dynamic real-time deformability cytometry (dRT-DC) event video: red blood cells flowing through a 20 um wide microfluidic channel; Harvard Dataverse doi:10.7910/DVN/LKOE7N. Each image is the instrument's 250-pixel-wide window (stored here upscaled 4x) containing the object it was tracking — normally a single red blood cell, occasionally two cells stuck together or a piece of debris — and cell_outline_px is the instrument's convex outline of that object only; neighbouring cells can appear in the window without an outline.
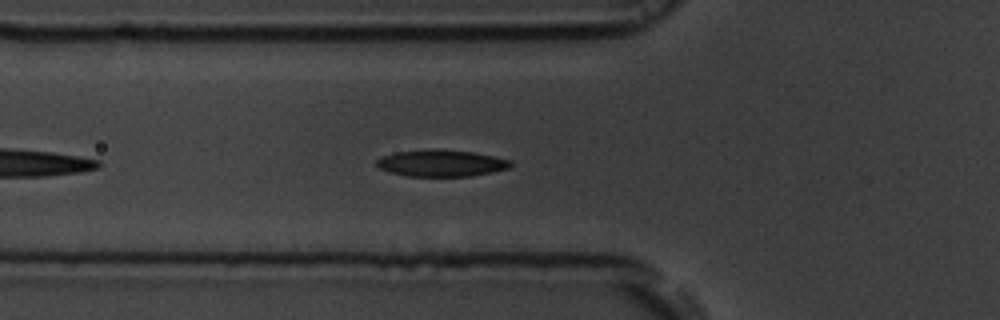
{"species": "common noctule bat (a hibernating species)", "species_latin": "Nyctalus noctula", "temperature_condition": "room temperature", "stored_images_in_passage": 37, "camera_frame_rate_fps": 3000, "um_per_image_px": 0.085, "animal": {"sex": "male", "body_mass_g": 19.5, "forearm_length_mm": 54.6}, "frame": {"image": 1, "passage_image": 7, "time_ms": 2.0, "image_size_px": [1000, 320], "cell_outline_px": [[512, 164], [508, 168], [492, 172], [472, 176], [408, 176], [388, 172], [380, 168], [376, 164], [376, 160], [384, 156], [396, 152], [436, 148], [472, 152], [496, 156], [512, 160]], "centroid_in_image_um": [37.53, 13.86], "position_along_channel_um": 88.3, "area_um2": 20.92}}
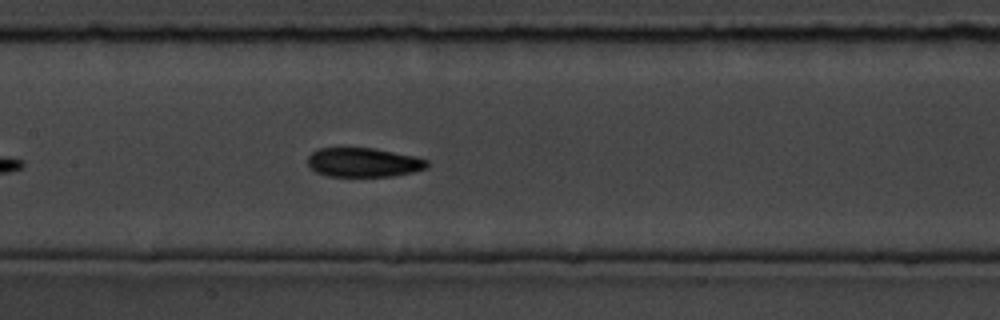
{"frame": {"image": 2, "passage_image": 14, "time_ms": 4.333, "image_size_px": [1000, 320], "cell_outline_px": [[428, 168], [412, 172], [392, 176], [328, 176], [316, 172], [308, 168], [308, 156], [316, 148], [376, 148], [416, 156], [428, 160]], "centroid_in_image_um": [30.89, 13.8], "position_along_channel_um": 176.5, "area_um2": 20.52}}
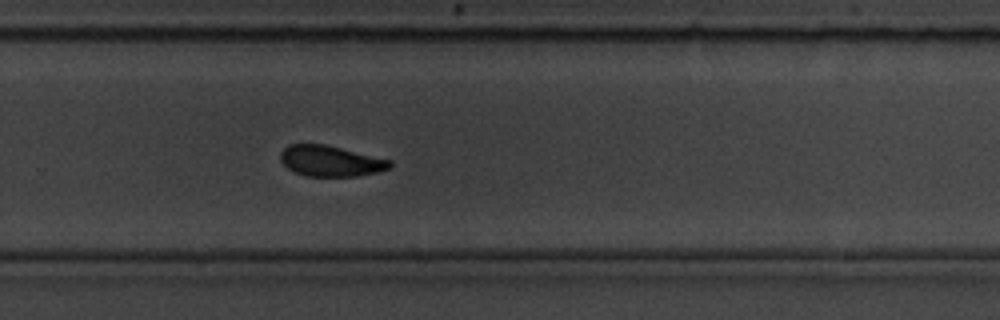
{"frame": {"image": 3, "passage_image": 24, "time_ms": 7.667, "image_size_px": [1000, 320], "cell_outline_px": [[392, 168], [376, 172], [356, 176], [304, 176], [288, 168], [280, 160], [280, 152], [288, 144], [324, 144], [392, 160]], "centroid_in_image_um": [28.1, 13.68], "position_along_channel_um": 301.7, "area_um2": 19.59}, "authors_computed_cell_mechanics": {"area_um2": 20.8658, "velocity_mm_per_s": 3.7644, "shape_relaxation_time_tau1_ms": 2.2942, "shape_relaxation_time_tau2_ms": 3.9346, "deformation_change_tau1": 0.1291, "deformation_change_tau2": 0.1041}}